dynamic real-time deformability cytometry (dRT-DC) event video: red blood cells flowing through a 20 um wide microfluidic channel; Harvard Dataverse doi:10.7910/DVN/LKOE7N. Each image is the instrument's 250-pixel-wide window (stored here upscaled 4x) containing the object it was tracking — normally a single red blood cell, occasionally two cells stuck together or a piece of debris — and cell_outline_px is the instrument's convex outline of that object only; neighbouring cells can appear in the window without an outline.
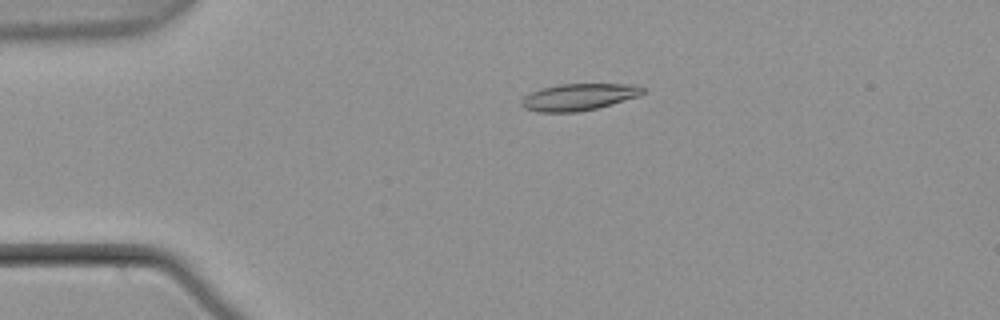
{"species": "common noctule bat (a hibernating species)", "species_latin": "Nyctalus noctula", "temperature_condition": "warm", "stored_images_in_passage": 48, "camera_frame_rate_fps": 3000, "um_per_image_px": 0.085, "animal": {"sex": "male", "body_mass_g": 21.5, "forearm_length_mm": 52.0}, "frame": {"image": 1, "passage_image": 6, "time_ms": 1.667, "image_size_px": [1000, 320], "cell_outline_px": [[644, 92], [640, 96], [612, 104], [580, 112], [536, 112], [524, 108], [520, 104], [520, 100], [524, 96], [540, 88], [560, 84], [636, 84], [644, 88]], "centroid_in_image_um": [49.18, 8.24], "position_along_channel_um": 35.8, "area_um2": 19.13}}
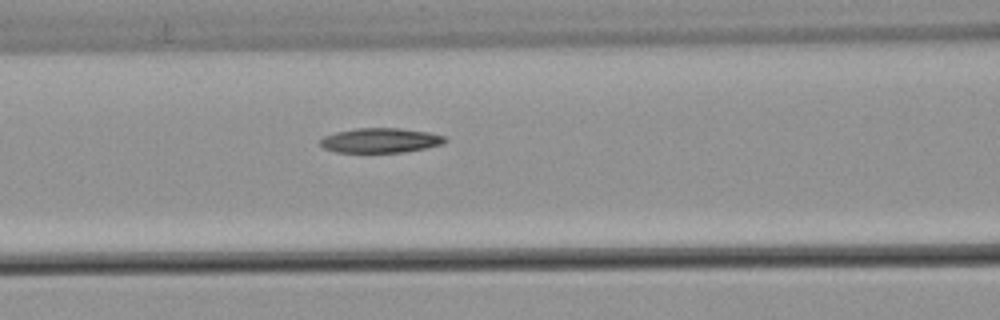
{"frame": {"image": 2, "passage_image": 17, "time_ms": 5.333, "image_size_px": [1000, 320], "cell_outline_px": [[448, 140], [444, 144], [404, 152], [336, 152], [324, 148], [320, 144], [320, 140], [324, 136], [336, 132], [356, 128], [400, 128], [428, 132], [444, 136]], "centroid_in_image_um": [32.35, 11.93], "position_along_channel_um": 134.3, "area_um2": 17.92}}
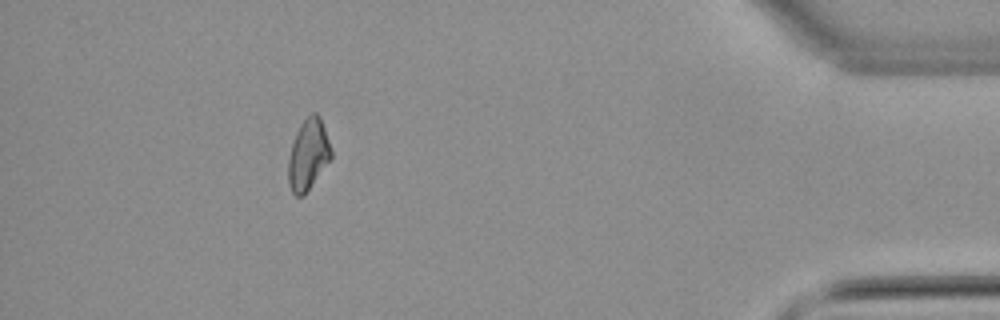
{"frame": {"image": 3, "passage_image": 43, "time_ms": 14.0, "image_size_px": [1000, 320], "cell_outline_px": [[332, 156], [304, 196], [296, 196], [292, 192], [288, 184], [288, 160], [292, 144], [296, 132], [300, 124], [312, 112], [316, 112], [320, 116], [332, 152]], "centroid_in_image_um": [26.18, 13.15], "position_along_channel_um": 409.0, "area_um2": 17.51}}